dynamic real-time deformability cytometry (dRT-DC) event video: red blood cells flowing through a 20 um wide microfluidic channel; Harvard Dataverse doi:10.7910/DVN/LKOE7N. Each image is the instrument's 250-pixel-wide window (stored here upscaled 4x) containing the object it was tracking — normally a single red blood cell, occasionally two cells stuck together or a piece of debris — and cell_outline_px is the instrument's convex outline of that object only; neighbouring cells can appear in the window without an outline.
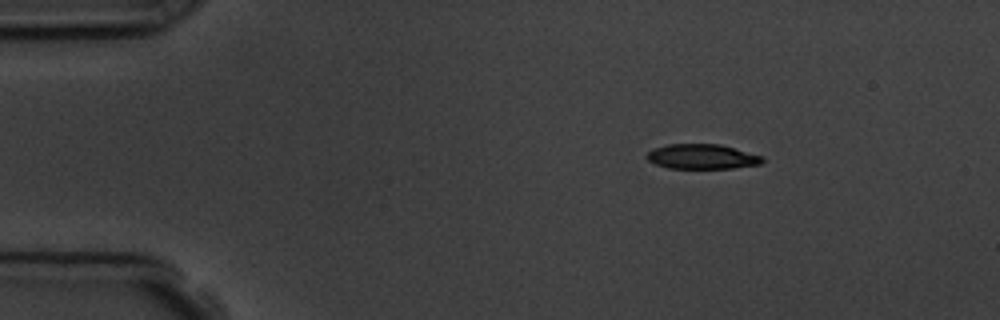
{"species": "common noctule bat (a hibernating species)", "species_latin": "Nyctalus noctula", "temperature_condition": "room temperature", "stored_images_in_passage": 3, "camera_frame_rate_fps": 3000, "um_per_image_px": 0.085, "animal": {"sex": "male", "body_mass_g": 19.5, "forearm_length_mm": 54.6}, "frame": {"image": 1, "passage_image": 1, "time_ms": 0.0, "image_size_px": [1000, 320], "cell_outline_px": [[764, 160], [760, 164], [732, 168], [668, 168], [656, 164], [648, 160], [644, 156], [652, 148], [668, 144], [720, 144], [764, 156]], "centroid_in_image_um": [59.66, 13.3], "position_along_channel_um": 25.3, "area_um2": 16.82}}